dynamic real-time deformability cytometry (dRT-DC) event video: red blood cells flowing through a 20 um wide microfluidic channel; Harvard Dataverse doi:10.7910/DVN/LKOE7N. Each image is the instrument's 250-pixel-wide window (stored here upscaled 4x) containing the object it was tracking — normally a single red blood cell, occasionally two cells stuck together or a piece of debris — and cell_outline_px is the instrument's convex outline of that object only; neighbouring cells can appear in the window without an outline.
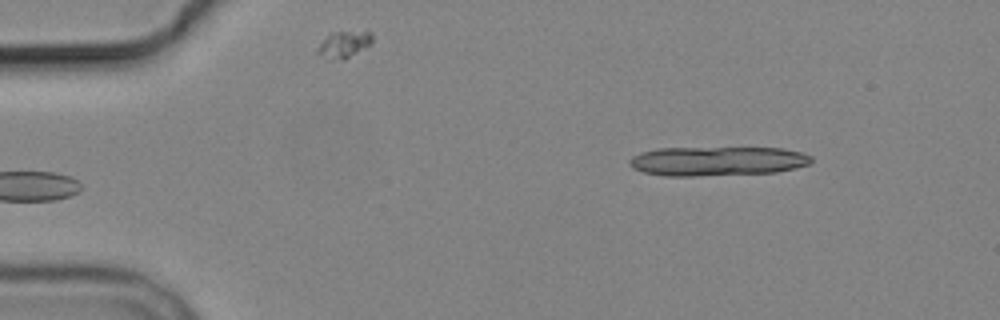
{"species": "common noctule bat (a hibernating species)", "species_latin": "Nyctalus noctula", "temperature_condition": "cold", "stored_images_in_passage": 4, "camera_frame_rate_fps": 3000, "um_per_image_px": 0.085, "animal": {"sex": "male", "body_mass_g": 19.2, "forearm_length_mm": 51.8}, "frame": {"image": 1, "passage_image": 4, "time_ms": 4.333, "image_size_px": [1000, 320], "cell_outline_px": [[812, 160], [808, 164], [796, 168], [776, 172], [692, 176], [664, 176], [644, 172], [632, 168], [628, 164], [628, 160], [632, 156], [640, 152], [656, 148], [784, 148], [804, 152], [812, 156]], "centroid_in_image_um": [60.95, 13.69], "position_along_channel_um": 24.0, "area_um2": 31.27}}